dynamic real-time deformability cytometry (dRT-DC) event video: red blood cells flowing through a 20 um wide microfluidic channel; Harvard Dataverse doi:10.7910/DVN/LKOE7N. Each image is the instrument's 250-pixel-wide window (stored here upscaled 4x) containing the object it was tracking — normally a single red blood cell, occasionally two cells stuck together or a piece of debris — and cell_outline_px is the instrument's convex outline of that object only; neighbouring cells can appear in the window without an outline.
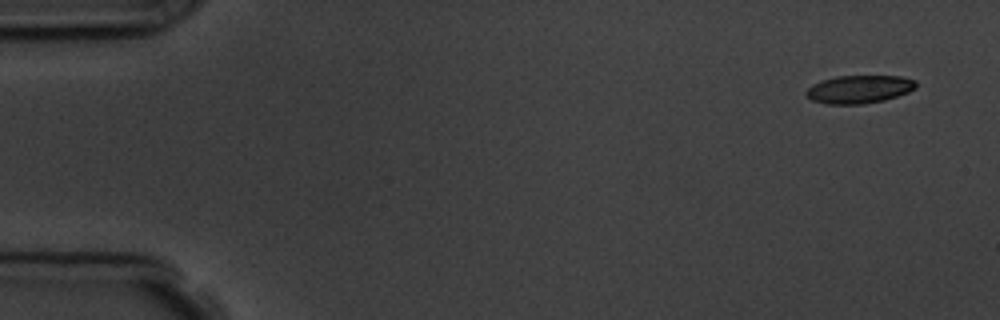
{"species": "common noctule bat (a hibernating species)", "species_latin": "Nyctalus noctula", "temperature_condition": "room temperature", "stored_images_in_passage": 4, "camera_frame_rate_fps": 3000, "um_per_image_px": 0.085, "animal": {"sex": "male", "body_mass_g": 19.5, "forearm_length_mm": 54.6}, "frame": {"image": 1, "passage_image": 1, "time_ms": 0.0, "image_size_px": [1000, 320], "cell_outline_px": [[916, 88], [908, 92], [884, 100], [864, 104], [824, 104], [812, 100], [804, 92], [812, 84], [836, 76], [900, 76], [916, 80]], "centroid_in_image_um": [73.03, 7.59], "position_along_channel_um": 12.0, "area_um2": 17.92}}
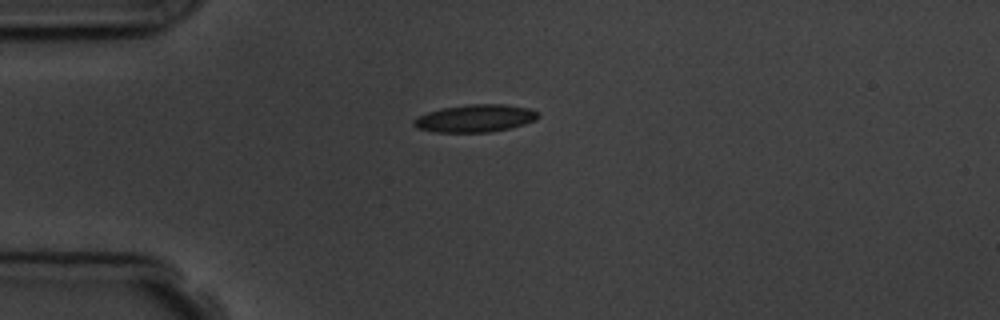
{"frame": {"image": 2, "passage_image": 4, "time_ms": 3.667, "image_size_px": [1000, 320], "cell_outline_px": [[540, 116], [536, 120], [524, 124], [492, 132], [436, 132], [416, 128], [412, 124], [412, 120], [428, 112], [440, 108], [472, 104], [504, 104], [528, 108], [536, 112]], "centroid_in_image_um": [40.37, 10.06], "position_along_channel_um": 44.6, "area_um2": 19.88}}